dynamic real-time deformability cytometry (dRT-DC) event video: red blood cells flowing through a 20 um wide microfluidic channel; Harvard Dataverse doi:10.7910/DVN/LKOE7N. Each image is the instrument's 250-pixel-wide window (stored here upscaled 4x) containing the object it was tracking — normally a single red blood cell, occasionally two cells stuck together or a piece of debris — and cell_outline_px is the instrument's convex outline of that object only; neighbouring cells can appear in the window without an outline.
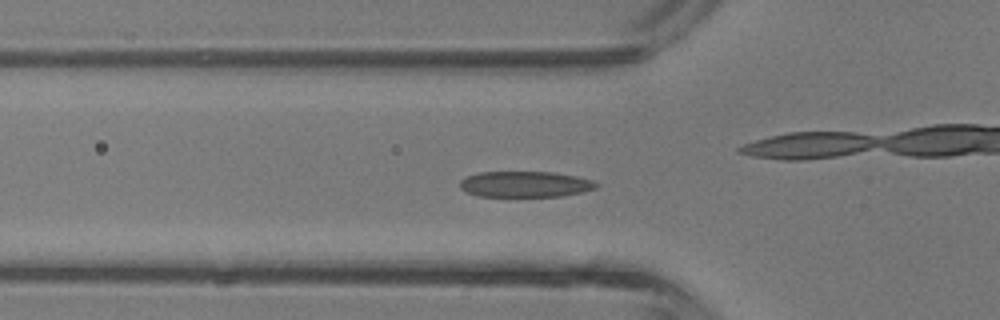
{"species": "common noctule bat (a hibernating species)", "species_latin": "Nyctalus noctula", "temperature_condition": "room temperature", "stored_images_in_passage": 42, "camera_frame_rate_fps": 3000, "um_per_image_px": 0.085, "animal": {"sex": "male", "body_mass_g": 13.3}, "frame": {"image": 1, "passage_image": 13, "time_ms": 4.0, "image_size_px": [1000, 320], "cell_outline_px": [[600, 184], [596, 188], [580, 192], [560, 196], [476, 196], [460, 188], [460, 180], [468, 176], [480, 172], [552, 172], [576, 176], [592, 180]], "centroid_in_image_um": [44.64, 15.65], "position_along_channel_um": 81.2, "area_um2": 20.4}, "authors_computed_cell_mechanics": {"area_um2": 20.4612, "velocity_mm_per_s": 4.7375, "shape_relaxation_time_tau1_ms": 2.0453, "shape_relaxation_time_tau2_ms": 0.947, "deformation_change_tau1": 0.1111, "deformation_change_tau2": 0.072}}